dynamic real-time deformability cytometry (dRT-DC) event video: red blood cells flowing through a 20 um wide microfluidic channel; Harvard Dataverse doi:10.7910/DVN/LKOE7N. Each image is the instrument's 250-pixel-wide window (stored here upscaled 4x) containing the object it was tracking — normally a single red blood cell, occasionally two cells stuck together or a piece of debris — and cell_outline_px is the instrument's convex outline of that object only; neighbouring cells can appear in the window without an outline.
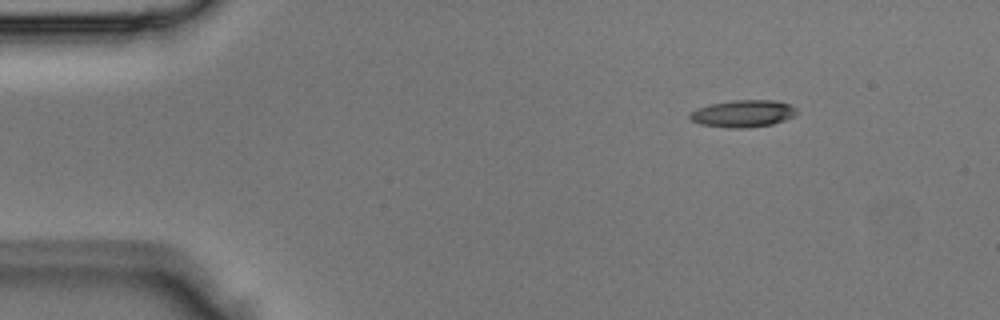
{"species": "Egyptian fruit bat (a non-hibernating species)", "species_latin": "Rousettus aegyptiacus", "temperature_condition": "room temperature", "stored_images_in_passage": 2, "camera_frame_rate_fps": 3000, "um_per_image_px": 0.085, "animal": {"sex": "male"}, "frame": {"image": 1, "passage_image": 1, "time_ms": 0.0, "image_size_px": [1000, 320], "cell_outline_px": [[796, 112], [792, 116], [784, 120], [772, 124], [748, 128], [728, 128], [700, 124], [692, 120], [688, 116], [696, 108], [708, 104], [732, 100], [776, 100], [788, 104], [796, 108]], "centroid_in_image_um": [63.12, 9.65], "position_along_channel_um": 21.9, "area_um2": 16.88}}